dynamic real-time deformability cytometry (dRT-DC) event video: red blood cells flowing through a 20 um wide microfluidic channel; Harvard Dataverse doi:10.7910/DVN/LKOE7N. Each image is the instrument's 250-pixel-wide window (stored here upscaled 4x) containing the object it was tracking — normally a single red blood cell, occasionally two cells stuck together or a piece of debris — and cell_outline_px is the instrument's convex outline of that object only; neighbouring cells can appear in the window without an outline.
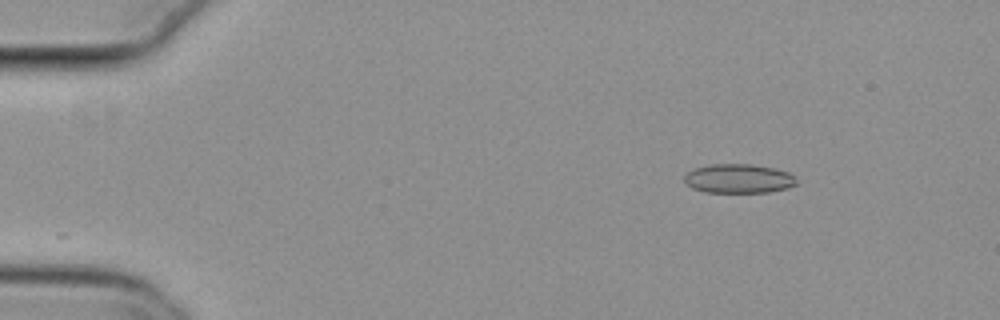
{"species": "common noctule bat (a hibernating species)", "species_latin": "Nyctalus noctula", "temperature_condition": "cold", "stored_images_in_passage": 10, "camera_frame_rate_fps": 3000, "um_per_image_px": 0.085, "animal": {"sex": "female", "body_mass_g": 29.2, "forearm_length_mm": 56.3}, "frame": {"image": 1, "passage_image": 1, "time_ms": 0.0, "image_size_px": [1000, 320], "cell_outline_px": [[796, 184], [788, 188], [768, 192], [704, 192], [692, 188], [684, 180], [684, 176], [692, 168], [712, 164], [752, 164], [776, 168], [788, 172], [796, 176]], "centroid_in_image_um": [62.79, 15.17], "position_along_channel_um": 22.2, "area_um2": 19.19}}